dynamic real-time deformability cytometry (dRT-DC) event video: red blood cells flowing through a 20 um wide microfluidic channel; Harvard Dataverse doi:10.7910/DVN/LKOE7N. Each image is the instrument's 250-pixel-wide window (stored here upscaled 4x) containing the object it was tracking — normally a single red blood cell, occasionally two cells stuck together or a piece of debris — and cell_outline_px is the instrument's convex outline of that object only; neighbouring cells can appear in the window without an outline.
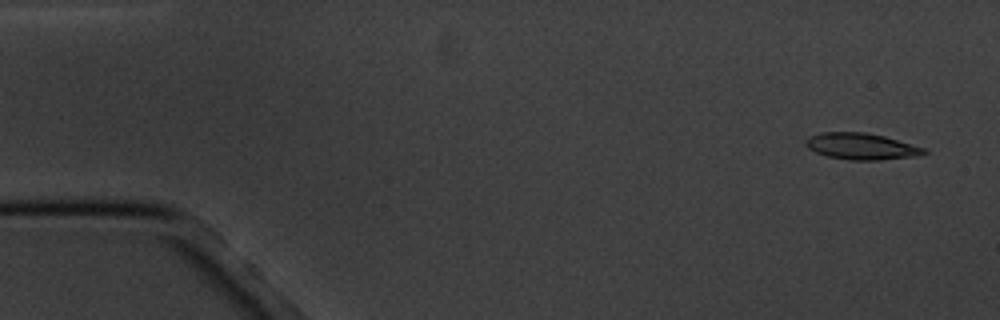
{"species": "common noctule bat (a hibernating species)", "species_latin": "Nyctalus noctula", "temperature_condition": "cold", "stored_images_in_passage": 5, "camera_frame_rate_fps": 3000, "um_per_image_px": 0.085, "animal": {"sex": "male", "body_mass_g": 20.1, "forearm_length_mm": 53.5}, "frame": {"image": 1, "passage_image": 1, "time_ms": 0.0, "image_size_px": [1000, 320], "cell_outline_px": [[928, 152], [920, 156], [880, 160], [848, 160], [828, 156], [816, 152], [808, 148], [804, 144], [804, 140], [808, 136], [820, 132], [864, 132], [884, 136], [924, 148]], "centroid_in_image_um": [73.18, 12.44], "position_along_channel_um": 11.8, "area_um2": 18.32}}
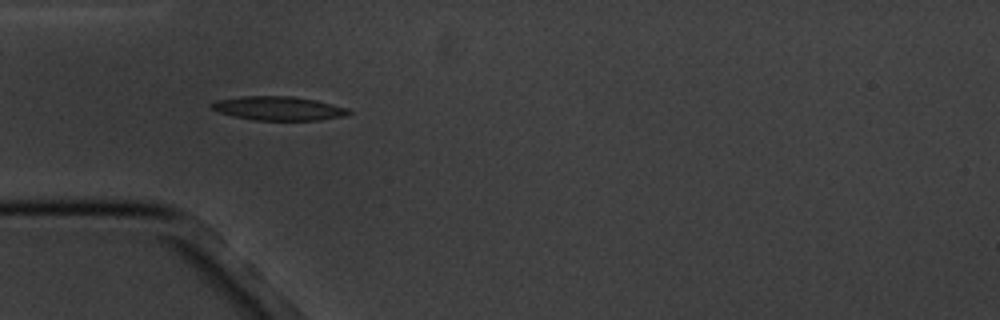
{"frame": {"image": 2, "passage_image": 5, "time_ms": 4.667, "image_size_px": [1000, 320], "cell_outline_px": [[352, 112], [344, 116], [320, 120], [252, 120], [232, 116], [220, 112], [212, 108], [208, 104], [216, 100], [240, 96], [292, 96], [316, 100], [348, 108]], "centroid_in_image_um": [23.65, 9.21], "position_along_channel_um": 61.3, "area_um2": 19.19}}